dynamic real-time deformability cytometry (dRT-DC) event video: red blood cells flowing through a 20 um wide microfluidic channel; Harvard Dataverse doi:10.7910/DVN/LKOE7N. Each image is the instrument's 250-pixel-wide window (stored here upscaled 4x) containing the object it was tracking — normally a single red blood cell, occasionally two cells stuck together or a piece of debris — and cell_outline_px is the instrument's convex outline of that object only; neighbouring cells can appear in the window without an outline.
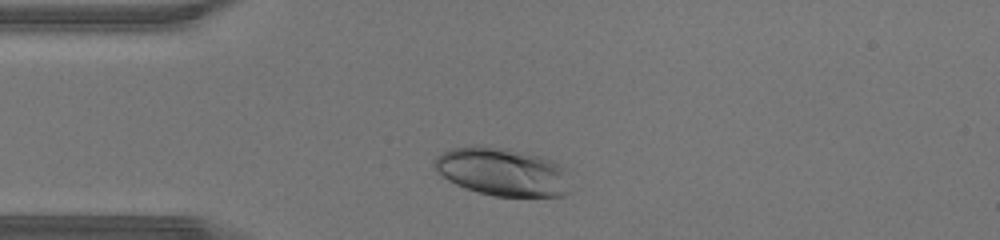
{"species": "human", "species_latin": "Homo sapiens", "temperature_condition": "warm", "stored_images_in_passage": 27, "camera_frame_rate_fps": 3000, "um_per_image_px": 0.085, "donor": {"sex": "male"}, "frame": {"image": 1, "passage_image": 3, "time_ms": 0.667, "image_size_px": [1000, 240], "cell_outline_px": [[580, 188], [564, 196], [496, 196], [464, 188], [448, 180], [432, 164], [436, 156], [452, 148], [472, 144], [480, 144], [508, 148], [544, 156], [552, 160], [564, 168]], "centroid_in_image_um": [42.85, 14.6], "position_along_channel_um": 42.1, "area_um2": 39.42}}
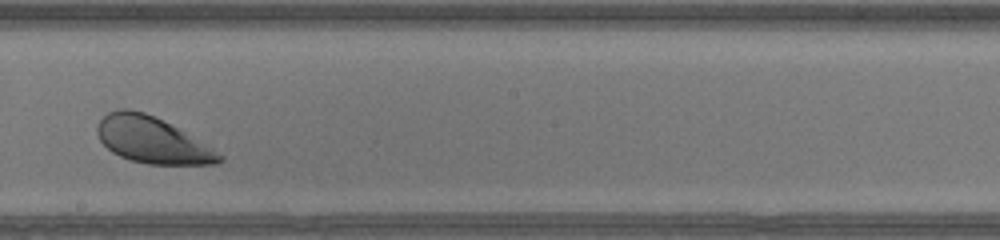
{"frame": {"image": 2, "passage_image": 17, "time_ms": 5.333, "image_size_px": [1000, 240], "cell_outline_px": [[224, 160], [220, 164], [148, 164], [132, 160], [120, 156], [112, 152], [100, 140], [96, 132], [96, 128], [100, 120], [108, 112], [120, 108], [128, 108], [144, 112], [176, 128], [224, 156]], "centroid_in_image_um": [12.88, 11.91], "position_along_channel_um": 235.3, "area_um2": 32.14}}
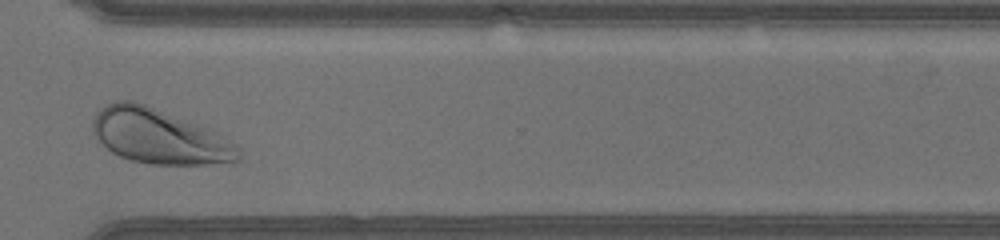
{"frame": {"image": 3, "passage_image": 25, "time_ms": 8.0, "image_size_px": [1000, 240], "cell_outline_px": [[240, 160], [204, 164], [152, 164], [132, 160], [120, 156], [112, 152], [96, 140], [92, 132], [92, 120], [96, 112], [100, 108], [112, 100], [132, 100], [144, 104], [200, 124], [216, 132], [236, 144], [240, 148]], "centroid_in_image_um": [13.49, 11.57], "position_along_channel_um": 357.1, "area_um2": 46.64}}